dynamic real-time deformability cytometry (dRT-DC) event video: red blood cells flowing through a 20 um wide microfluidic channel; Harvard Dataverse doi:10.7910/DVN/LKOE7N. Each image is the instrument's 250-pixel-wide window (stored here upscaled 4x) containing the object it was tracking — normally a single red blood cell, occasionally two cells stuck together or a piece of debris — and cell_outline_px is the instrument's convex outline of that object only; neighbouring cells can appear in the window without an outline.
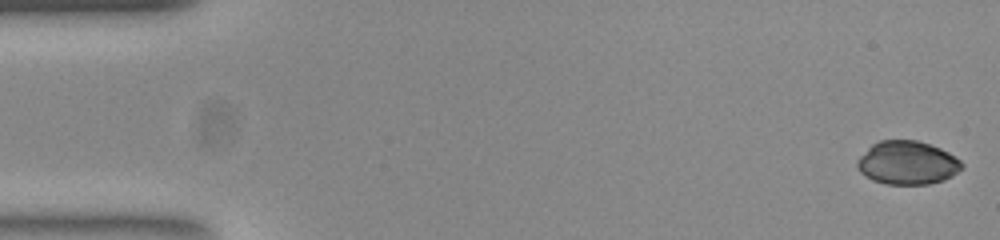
{"species": "common noctule bat (a hibernating species)", "species_latin": "Nyctalus noctula", "temperature_condition": "room temperature", "stored_images_in_passage": 11, "camera_frame_rate_fps": 3000, "um_per_image_px": 0.085, "animal": {"sex": "female", "body_mass_g": 23.0, "forearm_length_mm": 53.4}, "frame": {"image": 1, "passage_image": 1, "time_ms": 0.0, "image_size_px": [1000, 240], "cell_outline_px": [[964, 168], [952, 176], [944, 180], [928, 184], [888, 184], [872, 180], [860, 172], [856, 168], [856, 160], [872, 144], [880, 140], [916, 140], [940, 148], [956, 156], [964, 164]], "centroid_in_image_um": [77.13, 13.84], "position_along_channel_um": 7.9, "area_um2": 26.65}}